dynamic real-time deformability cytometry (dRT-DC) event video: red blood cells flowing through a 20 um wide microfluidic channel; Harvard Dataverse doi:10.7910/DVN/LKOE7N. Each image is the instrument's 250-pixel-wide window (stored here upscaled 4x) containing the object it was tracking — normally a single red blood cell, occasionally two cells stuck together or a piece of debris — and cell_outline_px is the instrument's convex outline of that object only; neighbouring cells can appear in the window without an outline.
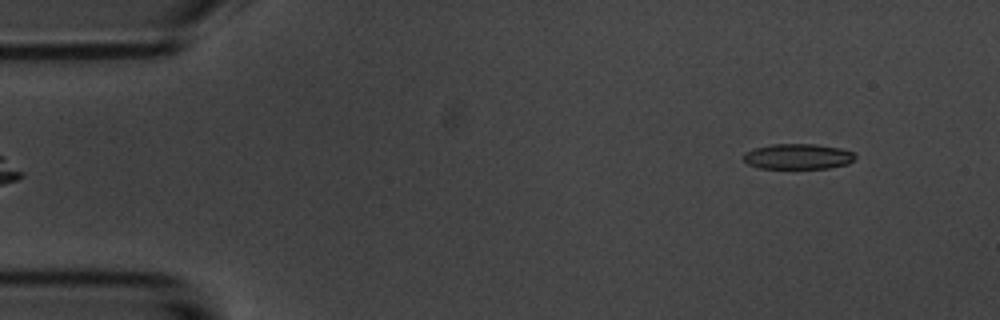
{"species": "common noctule bat (a hibernating species)", "species_latin": "Nyctalus noctula", "temperature_condition": "room temperature", "stored_images_in_passage": 54, "camera_frame_rate_fps": 3000, "um_per_image_px": 0.085, "animal": {"sex": "male", "body_mass_g": 20.1, "forearm_length_mm": 53.5}, "frame": {"image": 1, "passage_image": 3, "time_ms": 0.667, "image_size_px": [1000, 320], "cell_outline_px": [[856, 156], [848, 164], [828, 168], [760, 168], [748, 164], [744, 160], [744, 152], [756, 148], [772, 144], [816, 144], [840, 148], [852, 152]], "centroid_in_image_um": [67.82, 13.3], "position_along_channel_um": 17.2, "area_um2": 16.42}}
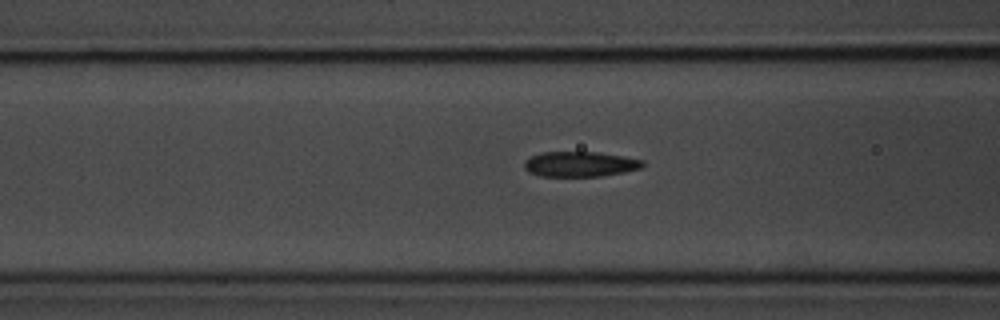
{"frame": {"image": 2, "passage_image": 19, "time_ms": 6.0, "image_size_px": [1000, 320], "cell_outline_px": [[644, 164], [640, 168], [624, 172], [600, 176], [540, 176], [528, 172], [524, 168], [524, 160], [540, 152], [596, 152], [624, 156], [644, 160]], "centroid_in_image_um": [49.28, 13.95], "position_along_channel_um": 117.3, "area_um2": 17.4}}
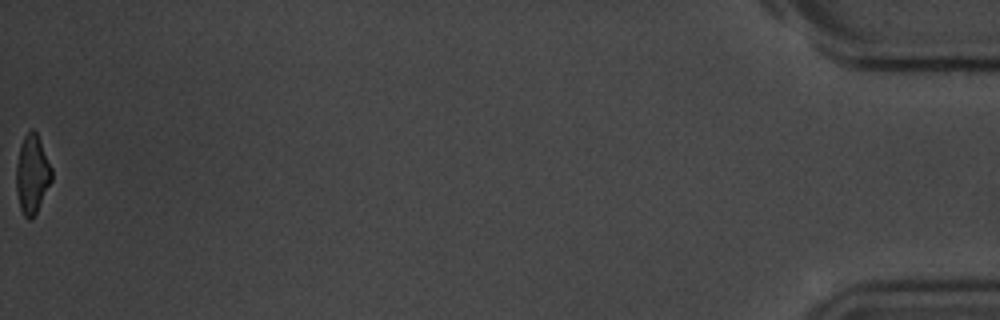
{"frame": {"image": 3, "passage_image": 54, "time_ms": 17.667, "image_size_px": [1000, 320], "cell_outline_px": [[52, 180], [32, 220], [28, 220], [24, 216], [20, 208], [16, 192], [16, 164], [20, 148], [24, 136], [32, 128], [36, 132], [40, 140], [52, 168]], "centroid_in_image_um": [2.73, 14.83], "position_along_channel_um": 432.5, "area_um2": 16.18}, "authors_computed_cell_mechanics": {"area_um2": 17.7446, "velocity_mm_per_s": 3.569, "shape_relaxation_time_tau1_ms": 3.4202, "shape_relaxation_time_tau2_ms": 2.6647, "deformation_change_tau1": 0.1293, "deformation_change_tau2": 0.0914}}